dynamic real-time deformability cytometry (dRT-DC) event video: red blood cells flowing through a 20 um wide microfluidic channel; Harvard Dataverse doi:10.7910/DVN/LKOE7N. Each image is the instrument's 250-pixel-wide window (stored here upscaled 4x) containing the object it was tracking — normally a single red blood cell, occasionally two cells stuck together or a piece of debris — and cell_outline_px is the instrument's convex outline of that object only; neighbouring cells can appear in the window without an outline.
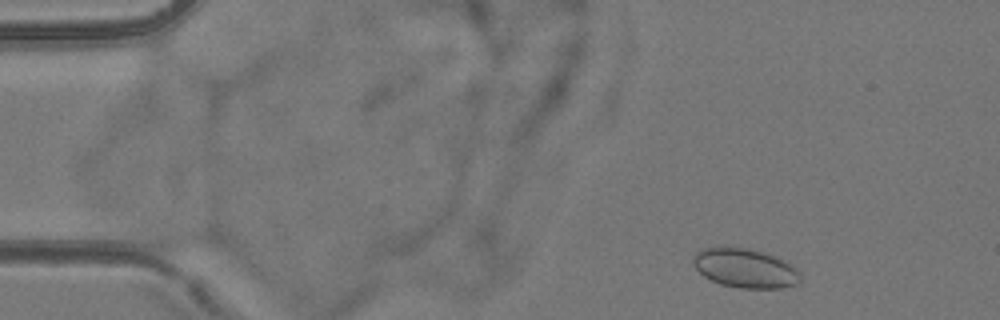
{"species": "common noctule bat (a hibernating species)", "species_latin": "Nyctalus noctula", "temperature_condition": "room temperature", "stored_images_in_passage": 46, "camera_frame_rate_fps": 3000, "um_per_image_px": 0.085, "animal": {"sex": "female", "body_mass_g": 24.6, "forearm_length_mm": 56.2}, "frame": {"image": 1, "passage_image": 4, "time_ms": 1.0, "image_size_px": [1000, 320], "cell_outline_px": [[800, 284], [780, 288], [740, 288], [720, 284], [704, 276], [692, 264], [692, 256], [696, 252], [704, 248], [744, 248], [760, 252], [772, 256], [796, 268], [800, 272]], "centroid_in_image_um": [63.31, 22.82], "position_along_channel_um": 21.7, "area_um2": 24.04}}
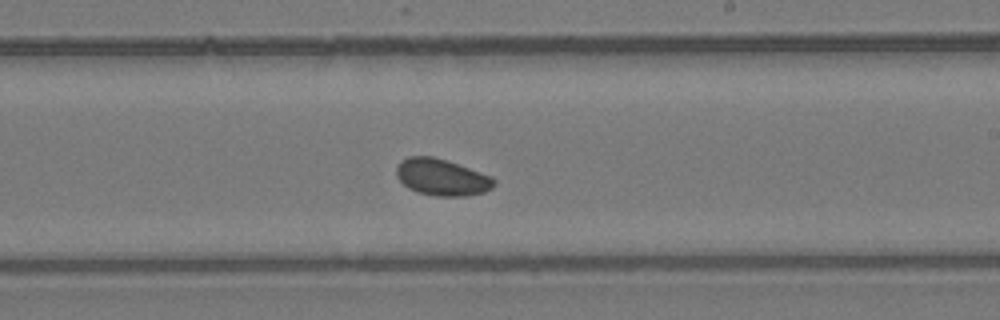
{"frame": {"image": 2, "passage_image": 29, "time_ms": 9.333, "image_size_px": [1000, 320], "cell_outline_px": [[496, 184], [492, 188], [484, 192], [464, 196], [436, 196], [416, 192], [408, 188], [396, 176], [396, 168], [400, 160], [408, 156], [432, 156], [492, 176], [496, 180]], "centroid_in_image_um": [37.54, 15.07], "position_along_channel_um": 251.5, "area_um2": 20.81}}
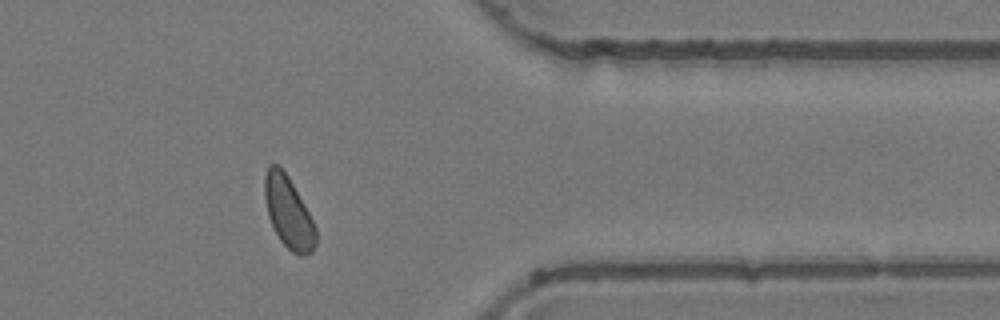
{"frame": {"image": 3, "passage_image": 41, "time_ms": 13.333, "image_size_px": [1000, 320], "cell_outline_px": [[316, 244], [312, 252], [300, 256], [292, 252], [280, 240], [268, 216], [264, 200], [264, 176], [268, 164], [276, 164], [288, 176], [304, 204], [316, 228]], "centroid_in_image_um": [24.5, 18.05], "position_along_channel_um": 386.9, "area_um2": 21.15}}